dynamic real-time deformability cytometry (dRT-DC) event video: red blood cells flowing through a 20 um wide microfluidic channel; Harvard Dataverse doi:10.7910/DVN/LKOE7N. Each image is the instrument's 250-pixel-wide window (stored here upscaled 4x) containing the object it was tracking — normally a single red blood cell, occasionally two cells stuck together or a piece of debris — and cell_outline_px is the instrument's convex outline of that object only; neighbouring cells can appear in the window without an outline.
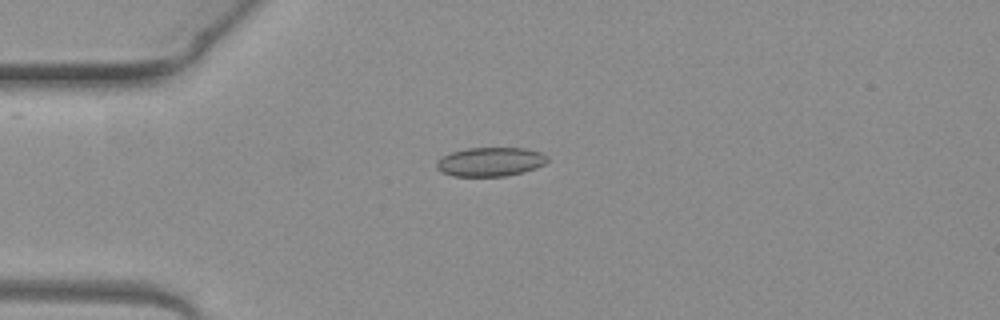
{"species": "common noctule bat (a hibernating species)", "species_latin": "Nyctalus noctula", "temperature_condition": "warm", "stored_images_in_passage": 3, "camera_frame_rate_fps": 3000, "um_per_image_px": 0.085, "animal": {"sex": "female", "body_mass_g": 19.3, "forearm_length_mm": 54.1}, "frame": {"image": 1, "passage_image": 1, "time_ms": 0.0, "image_size_px": [1000, 320], "cell_outline_px": [[548, 160], [544, 164], [536, 168], [524, 172], [508, 176], [452, 176], [440, 172], [436, 168], [436, 164], [444, 156], [452, 152], [468, 148], [524, 148], [540, 152], [548, 156]], "centroid_in_image_um": [41.7, 13.76], "position_along_channel_um": 43.3, "area_um2": 18.73}}
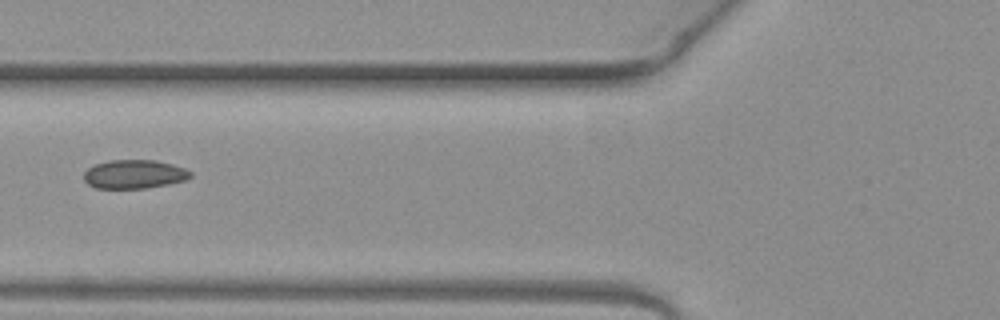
{"frame": {"image": 2, "passage_image": 3, "time_ms": 0.667, "image_size_px": [1000, 320], "cell_outline_px": [[192, 176], [184, 180], [168, 184], [144, 188], [96, 188], [88, 184], [84, 180], [84, 172], [88, 168], [96, 164], [108, 160], [156, 160], [172, 164], [184, 168], [192, 172]], "centroid_in_image_um": [11.4, 14.8], "position_along_channel_um": 114.4, "area_um2": 17.8}}